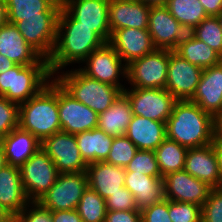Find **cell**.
I'll list each match as a JSON object with an SVG mask.
<instances>
[{
  "label": "cell",
  "mask_w": 222,
  "mask_h": 222,
  "mask_svg": "<svg viewBox=\"0 0 222 222\" xmlns=\"http://www.w3.org/2000/svg\"><path fill=\"white\" fill-rule=\"evenodd\" d=\"M78 68L85 75L122 90L128 84L127 65L108 43L94 50Z\"/></svg>",
  "instance_id": "cell-6"
},
{
  "label": "cell",
  "mask_w": 222,
  "mask_h": 222,
  "mask_svg": "<svg viewBox=\"0 0 222 222\" xmlns=\"http://www.w3.org/2000/svg\"><path fill=\"white\" fill-rule=\"evenodd\" d=\"M6 165H7V163H6V159H5V155H4V150H3V147L0 143V170Z\"/></svg>",
  "instance_id": "cell-52"
},
{
  "label": "cell",
  "mask_w": 222,
  "mask_h": 222,
  "mask_svg": "<svg viewBox=\"0 0 222 222\" xmlns=\"http://www.w3.org/2000/svg\"><path fill=\"white\" fill-rule=\"evenodd\" d=\"M148 31L157 49L174 51L188 31L171 15L165 5L150 6Z\"/></svg>",
  "instance_id": "cell-16"
},
{
  "label": "cell",
  "mask_w": 222,
  "mask_h": 222,
  "mask_svg": "<svg viewBox=\"0 0 222 222\" xmlns=\"http://www.w3.org/2000/svg\"><path fill=\"white\" fill-rule=\"evenodd\" d=\"M41 148L53 161L59 173L86 172L75 134L58 131L41 142Z\"/></svg>",
  "instance_id": "cell-12"
},
{
  "label": "cell",
  "mask_w": 222,
  "mask_h": 222,
  "mask_svg": "<svg viewBox=\"0 0 222 222\" xmlns=\"http://www.w3.org/2000/svg\"><path fill=\"white\" fill-rule=\"evenodd\" d=\"M141 222H172L168 212V199H164L142 210Z\"/></svg>",
  "instance_id": "cell-43"
},
{
  "label": "cell",
  "mask_w": 222,
  "mask_h": 222,
  "mask_svg": "<svg viewBox=\"0 0 222 222\" xmlns=\"http://www.w3.org/2000/svg\"><path fill=\"white\" fill-rule=\"evenodd\" d=\"M110 0H63L62 6L79 22L91 28L105 43L111 35L108 6Z\"/></svg>",
  "instance_id": "cell-15"
},
{
  "label": "cell",
  "mask_w": 222,
  "mask_h": 222,
  "mask_svg": "<svg viewBox=\"0 0 222 222\" xmlns=\"http://www.w3.org/2000/svg\"><path fill=\"white\" fill-rule=\"evenodd\" d=\"M0 222H13V217L0 205Z\"/></svg>",
  "instance_id": "cell-50"
},
{
  "label": "cell",
  "mask_w": 222,
  "mask_h": 222,
  "mask_svg": "<svg viewBox=\"0 0 222 222\" xmlns=\"http://www.w3.org/2000/svg\"><path fill=\"white\" fill-rule=\"evenodd\" d=\"M187 148L166 138L155 150L162 178L170 173L182 171L185 168Z\"/></svg>",
  "instance_id": "cell-33"
},
{
  "label": "cell",
  "mask_w": 222,
  "mask_h": 222,
  "mask_svg": "<svg viewBox=\"0 0 222 222\" xmlns=\"http://www.w3.org/2000/svg\"><path fill=\"white\" fill-rule=\"evenodd\" d=\"M165 6L188 32L209 17L199 0H168Z\"/></svg>",
  "instance_id": "cell-32"
},
{
  "label": "cell",
  "mask_w": 222,
  "mask_h": 222,
  "mask_svg": "<svg viewBox=\"0 0 222 222\" xmlns=\"http://www.w3.org/2000/svg\"><path fill=\"white\" fill-rule=\"evenodd\" d=\"M0 143L6 163L19 168L41 148V142L29 131L20 127L14 128Z\"/></svg>",
  "instance_id": "cell-27"
},
{
  "label": "cell",
  "mask_w": 222,
  "mask_h": 222,
  "mask_svg": "<svg viewBox=\"0 0 222 222\" xmlns=\"http://www.w3.org/2000/svg\"><path fill=\"white\" fill-rule=\"evenodd\" d=\"M184 170L212 188L222 187V177L213 144L188 149Z\"/></svg>",
  "instance_id": "cell-21"
},
{
  "label": "cell",
  "mask_w": 222,
  "mask_h": 222,
  "mask_svg": "<svg viewBox=\"0 0 222 222\" xmlns=\"http://www.w3.org/2000/svg\"><path fill=\"white\" fill-rule=\"evenodd\" d=\"M107 211L138 210L134 196L124 186L105 199Z\"/></svg>",
  "instance_id": "cell-42"
},
{
  "label": "cell",
  "mask_w": 222,
  "mask_h": 222,
  "mask_svg": "<svg viewBox=\"0 0 222 222\" xmlns=\"http://www.w3.org/2000/svg\"><path fill=\"white\" fill-rule=\"evenodd\" d=\"M125 187L134 196L139 211L165 199L164 180L162 177L126 172Z\"/></svg>",
  "instance_id": "cell-25"
},
{
  "label": "cell",
  "mask_w": 222,
  "mask_h": 222,
  "mask_svg": "<svg viewBox=\"0 0 222 222\" xmlns=\"http://www.w3.org/2000/svg\"><path fill=\"white\" fill-rule=\"evenodd\" d=\"M53 78L77 101L97 114L104 112L117 100L123 90L85 75L79 68H66Z\"/></svg>",
  "instance_id": "cell-4"
},
{
  "label": "cell",
  "mask_w": 222,
  "mask_h": 222,
  "mask_svg": "<svg viewBox=\"0 0 222 222\" xmlns=\"http://www.w3.org/2000/svg\"><path fill=\"white\" fill-rule=\"evenodd\" d=\"M212 144L217 155L219 170L222 177V137L217 132Z\"/></svg>",
  "instance_id": "cell-47"
},
{
  "label": "cell",
  "mask_w": 222,
  "mask_h": 222,
  "mask_svg": "<svg viewBox=\"0 0 222 222\" xmlns=\"http://www.w3.org/2000/svg\"><path fill=\"white\" fill-rule=\"evenodd\" d=\"M16 63L0 54V74L6 72L10 68L14 67Z\"/></svg>",
  "instance_id": "cell-48"
},
{
  "label": "cell",
  "mask_w": 222,
  "mask_h": 222,
  "mask_svg": "<svg viewBox=\"0 0 222 222\" xmlns=\"http://www.w3.org/2000/svg\"><path fill=\"white\" fill-rule=\"evenodd\" d=\"M169 50L156 49L127 64L128 86L132 88H165Z\"/></svg>",
  "instance_id": "cell-7"
},
{
  "label": "cell",
  "mask_w": 222,
  "mask_h": 222,
  "mask_svg": "<svg viewBox=\"0 0 222 222\" xmlns=\"http://www.w3.org/2000/svg\"><path fill=\"white\" fill-rule=\"evenodd\" d=\"M60 13H40V16L20 17L14 25L24 40L43 58L49 59L57 38Z\"/></svg>",
  "instance_id": "cell-11"
},
{
  "label": "cell",
  "mask_w": 222,
  "mask_h": 222,
  "mask_svg": "<svg viewBox=\"0 0 222 222\" xmlns=\"http://www.w3.org/2000/svg\"><path fill=\"white\" fill-rule=\"evenodd\" d=\"M174 51L202 69L217 65L222 61V57L215 50L195 38L190 32L179 42Z\"/></svg>",
  "instance_id": "cell-30"
},
{
  "label": "cell",
  "mask_w": 222,
  "mask_h": 222,
  "mask_svg": "<svg viewBox=\"0 0 222 222\" xmlns=\"http://www.w3.org/2000/svg\"><path fill=\"white\" fill-rule=\"evenodd\" d=\"M20 173L29 201H39L59 175L57 167L42 148L20 167Z\"/></svg>",
  "instance_id": "cell-8"
},
{
  "label": "cell",
  "mask_w": 222,
  "mask_h": 222,
  "mask_svg": "<svg viewBox=\"0 0 222 222\" xmlns=\"http://www.w3.org/2000/svg\"><path fill=\"white\" fill-rule=\"evenodd\" d=\"M143 2L144 4L148 6H161V5H166L168 0H138Z\"/></svg>",
  "instance_id": "cell-51"
},
{
  "label": "cell",
  "mask_w": 222,
  "mask_h": 222,
  "mask_svg": "<svg viewBox=\"0 0 222 222\" xmlns=\"http://www.w3.org/2000/svg\"><path fill=\"white\" fill-rule=\"evenodd\" d=\"M13 222H53L52 211L43 207L38 201H30L13 218Z\"/></svg>",
  "instance_id": "cell-41"
},
{
  "label": "cell",
  "mask_w": 222,
  "mask_h": 222,
  "mask_svg": "<svg viewBox=\"0 0 222 222\" xmlns=\"http://www.w3.org/2000/svg\"><path fill=\"white\" fill-rule=\"evenodd\" d=\"M52 218L53 222H83L76 209L52 211Z\"/></svg>",
  "instance_id": "cell-45"
},
{
  "label": "cell",
  "mask_w": 222,
  "mask_h": 222,
  "mask_svg": "<svg viewBox=\"0 0 222 222\" xmlns=\"http://www.w3.org/2000/svg\"><path fill=\"white\" fill-rule=\"evenodd\" d=\"M52 78L48 64H16L0 74V96L20 105L38 94Z\"/></svg>",
  "instance_id": "cell-5"
},
{
  "label": "cell",
  "mask_w": 222,
  "mask_h": 222,
  "mask_svg": "<svg viewBox=\"0 0 222 222\" xmlns=\"http://www.w3.org/2000/svg\"><path fill=\"white\" fill-rule=\"evenodd\" d=\"M125 136L138 150L155 151L166 139V122L133 115Z\"/></svg>",
  "instance_id": "cell-26"
},
{
  "label": "cell",
  "mask_w": 222,
  "mask_h": 222,
  "mask_svg": "<svg viewBox=\"0 0 222 222\" xmlns=\"http://www.w3.org/2000/svg\"><path fill=\"white\" fill-rule=\"evenodd\" d=\"M104 222H141V211H107Z\"/></svg>",
  "instance_id": "cell-44"
},
{
  "label": "cell",
  "mask_w": 222,
  "mask_h": 222,
  "mask_svg": "<svg viewBox=\"0 0 222 222\" xmlns=\"http://www.w3.org/2000/svg\"><path fill=\"white\" fill-rule=\"evenodd\" d=\"M19 127V105L0 96V141Z\"/></svg>",
  "instance_id": "cell-39"
},
{
  "label": "cell",
  "mask_w": 222,
  "mask_h": 222,
  "mask_svg": "<svg viewBox=\"0 0 222 222\" xmlns=\"http://www.w3.org/2000/svg\"><path fill=\"white\" fill-rule=\"evenodd\" d=\"M88 187L103 199L120 191L125 186V168L106 162H93L87 165Z\"/></svg>",
  "instance_id": "cell-24"
},
{
  "label": "cell",
  "mask_w": 222,
  "mask_h": 222,
  "mask_svg": "<svg viewBox=\"0 0 222 222\" xmlns=\"http://www.w3.org/2000/svg\"><path fill=\"white\" fill-rule=\"evenodd\" d=\"M108 44L119 54L126 65L157 49L148 29L115 30L111 33Z\"/></svg>",
  "instance_id": "cell-18"
},
{
  "label": "cell",
  "mask_w": 222,
  "mask_h": 222,
  "mask_svg": "<svg viewBox=\"0 0 222 222\" xmlns=\"http://www.w3.org/2000/svg\"><path fill=\"white\" fill-rule=\"evenodd\" d=\"M7 22L15 24L20 17L40 16V13H60V0H5Z\"/></svg>",
  "instance_id": "cell-31"
},
{
  "label": "cell",
  "mask_w": 222,
  "mask_h": 222,
  "mask_svg": "<svg viewBox=\"0 0 222 222\" xmlns=\"http://www.w3.org/2000/svg\"><path fill=\"white\" fill-rule=\"evenodd\" d=\"M217 17L219 19V22H220V25H221V28H222V13L219 16H217Z\"/></svg>",
  "instance_id": "cell-54"
},
{
  "label": "cell",
  "mask_w": 222,
  "mask_h": 222,
  "mask_svg": "<svg viewBox=\"0 0 222 222\" xmlns=\"http://www.w3.org/2000/svg\"><path fill=\"white\" fill-rule=\"evenodd\" d=\"M203 69L191 64L175 51L169 50L167 69L168 90L177 101L191 100L199 83Z\"/></svg>",
  "instance_id": "cell-13"
},
{
  "label": "cell",
  "mask_w": 222,
  "mask_h": 222,
  "mask_svg": "<svg viewBox=\"0 0 222 222\" xmlns=\"http://www.w3.org/2000/svg\"><path fill=\"white\" fill-rule=\"evenodd\" d=\"M132 116L130 101L122 93L111 107L98 114L97 128L112 137L124 136Z\"/></svg>",
  "instance_id": "cell-28"
},
{
  "label": "cell",
  "mask_w": 222,
  "mask_h": 222,
  "mask_svg": "<svg viewBox=\"0 0 222 222\" xmlns=\"http://www.w3.org/2000/svg\"><path fill=\"white\" fill-rule=\"evenodd\" d=\"M87 188L86 172L59 173L56 182L38 202L51 211L74 210Z\"/></svg>",
  "instance_id": "cell-10"
},
{
  "label": "cell",
  "mask_w": 222,
  "mask_h": 222,
  "mask_svg": "<svg viewBox=\"0 0 222 222\" xmlns=\"http://www.w3.org/2000/svg\"><path fill=\"white\" fill-rule=\"evenodd\" d=\"M7 22V12L5 0H0V26Z\"/></svg>",
  "instance_id": "cell-49"
},
{
  "label": "cell",
  "mask_w": 222,
  "mask_h": 222,
  "mask_svg": "<svg viewBox=\"0 0 222 222\" xmlns=\"http://www.w3.org/2000/svg\"><path fill=\"white\" fill-rule=\"evenodd\" d=\"M0 54L18 65L48 64V59L31 47L17 27L9 22L0 26Z\"/></svg>",
  "instance_id": "cell-20"
},
{
  "label": "cell",
  "mask_w": 222,
  "mask_h": 222,
  "mask_svg": "<svg viewBox=\"0 0 222 222\" xmlns=\"http://www.w3.org/2000/svg\"><path fill=\"white\" fill-rule=\"evenodd\" d=\"M190 101L216 120L222 115V61L203 69L195 94Z\"/></svg>",
  "instance_id": "cell-19"
},
{
  "label": "cell",
  "mask_w": 222,
  "mask_h": 222,
  "mask_svg": "<svg viewBox=\"0 0 222 222\" xmlns=\"http://www.w3.org/2000/svg\"><path fill=\"white\" fill-rule=\"evenodd\" d=\"M29 202L20 168L7 164L0 170V205L14 218Z\"/></svg>",
  "instance_id": "cell-23"
},
{
  "label": "cell",
  "mask_w": 222,
  "mask_h": 222,
  "mask_svg": "<svg viewBox=\"0 0 222 222\" xmlns=\"http://www.w3.org/2000/svg\"><path fill=\"white\" fill-rule=\"evenodd\" d=\"M217 133L222 137V115L216 120Z\"/></svg>",
  "instance_id": "cell-53"
},
{
  "label": "cell",
  "mask_w": 222,
  "mask_h": 222,
  "mask_svg": "<svg viewBox=\"0 0 222 222\" xmlns=\"http://www.w3.org/2000/svg\"><path fill=\"white\" fill-rule=\"evenodd\" d=\"M125 172L142 173L151 177H162L155 151L138 150L125 168Z\"/></svg>",
  "instance_id": "cell-37"
},
{
  "label": "cell",
  "mask_w": 222,
  "mask_h": 222,
  "mask_svg": "<svg viewBox=\"0 0 222 222\" xmlns=\"http://www.w3.org/2000/svg\"><path fill=\"white\" fill-rule=\"evenodd\" d=\"M150 6L138 0H110L108 6L111 33L124 28L148 29Z\"/></svg>",
  "instance_id": "cell-22"
},
{
  "label": "cell",
  "mask_w": 222,
  "mask_h": 222,
  "mask_svg": "<svg viewBox=\"0 0 222 222\" xmlns=\"http://www.w3.org/2000/svg\"><path fill=\"white\" fill-rule=\"evenodd\" d=\"M76 211L83 222H104L107 213L105 199L88 187L84 191Z\"/></svg>",
  "instance_id": "cell-34"
},
{
  "label": "cell",
  "mask_w": 222,
  "mask_h": 222,
  "mask_svg": "<svg viewBox=\"0 0 222 222\" xmlns=\"http://www.w3.org/2000/svg\"><path fill=\"white\" fill-rule=\"evenodd\" d=\"M168 212L172 222H202V206L194 203L168 200Z\"/></svg>",
  "instance_id": "cell-38"
},
{
  "label": "cell",
  "mask_w": 222,
  "mask_h": 222,
  "mask_svg": "<svg viewBox=\"0 0 222 222\" xmlns=\"http://www.w3.org/2000/svg\"><path fill=\"white\" fill-rule=\"evenodd\" d=\"M190 33L222 57V28L218 17L209 16L203 19Z\"/></svg>",
  "instance_id": "cell-35"
},
{
  "label": "cell",
  "mask_w": 222,
  "mask_h": 222,
  "mask_svg": "<svg viewBox=\"0 0 222 222\" xmlns=\"http://www.w3.org/2000/svg\"><path fill=\"white\" fill-rule=\"evenodd\" d=\"M208 16H219L222 13V0H199Z\"/></svg>",
  "instance_id": "cell-46"
},
{
  "label": "cell",
  "mask_w": 222,
  "mask_h": 222,
  "mask_svg": "<svg viewBox=\"0 0 222 222\" xmlns=\"http://www.w3.org/2000/svg\"><path fill=\"white\" fill-rule=\"evenodd\" d=\"M75 136L81 157L87 165L107 159L114 137L98 128L77 133Z\"/></svg>",
  "instance_id": "cell-29"
},
{
  "label": "cell",
  "mask_w": 222,
  "mask_h": 222,
  "mask_svg": "<svg viewBox=\"0 0 222 222\" xmlns=\"http://www.w3.org/2000/svg\"><path fill=\"white\" fill-rule=\"evenodd\" d=\"M58 112L61 130L70 134L95 129L98 114L90 107L77 101L58 83Z\"/></svg>",
  "instance_id": "cell-14"
},
{
  "label": "cell",
  "mask_w": 222,
  "mask_h": 222,
  "mask_svg": "<svg viewBox=\"0 0 222 222\" xmlns=\"http://www.w3.org/2000/svg\"><path fill=\"white\" fill-rule=\"evenodd\" d=\"M19 127L40 142L61 131L58 112V82H50L27 102L19 105Z\"/></svg>",
  "instance_id": "cell-3"
},
{
  "label": "cell",
  "mask_w": 222,
  "mask_h": 222,
  "mask_svg": "<svg viewBox=\"0 0 222 222\" xmlns=\"http://www.w3.org/2000/svg\"><path fill=\"white\" fill-rule=\"evenodd\" d=\"M202 222H222V187L210 190L202 205Z\"/></svg>",
  "instance_id": "cell-40"
},
{
  "label": "cell",
  "mask_w": 222,
  "mask_h": 222,
  "mask_svg": "<svg viewBox=\"0 0 222 222\" xmlns=\"http://www.w3.org/2000/svg\"><path fill=\"white\" fill-rule=\"evenodd\" d=\"M216 119L190 100L176 101L166 121V138L187 149L212 144Z\"/></svg>",
  "instance_id": "cell-2"
},
{
  "label": "cell",
  "mask_w": 222,
  "mask_h": 222,
  "mask_svg": "<svg viewBox=\"0 0 222 222\" xmlns=\"http://www.w3.org/2000/svg\"><path fill=\"white\" fill-rule=\"evenodd\" d=\"M137 151V147L125 135L114 137L111 150L104 162L126 168Z\"/></svg>",
  "instance_id": "cell-36"
},
{
  "label": "cell",
  "mask_w": 222,
  "mask_h": 222,
  "mask_svg": "<svg viewBox=\"0 0 222 222\" xmlns=\"http://www.w3.org/2000/svg\"><path fill=\"white\" fill-rule=\"evenodd\" d=\"M123 93L130 101L133 115L159 122L168 120L177 101L165 88H132L126 86Z\"/></svg>",
  "instance_id": "cell-9"
},
{
  "label": "cell",
  "mask_w": 222,
  "mask_h": 222,
  "mask_svg": "<svg viewBox=\"0 0 222 222\" xmlns=\"http://www.w3.org/2000/svg\"><path fill=\"white\" fill-rule=\"evenodd\" d=\"M163 180L165 199L171 201L202 206L212 189L206 182L194 178L185 170L167 174Z\"/></svg>",
  "instance_id": "cell-17"
},
{
  "label": "cell",
  "mask_w": 222,
  "mask_h": 222,
  "mask_svg": "<svg viewBox=\"0 0 222 222\" xmlns=\"http://www.w3.org/2000/svg\"><path fill=\"white\" fill-rule=\"evenodd\" d=\"M105 42L91 28L79 22L62 6L57 38L52 55L48 59L49 70L54 76L69 65L80 64Z\"/></svg>",
  "instance_id": "cell-1"
}]
</instances>
